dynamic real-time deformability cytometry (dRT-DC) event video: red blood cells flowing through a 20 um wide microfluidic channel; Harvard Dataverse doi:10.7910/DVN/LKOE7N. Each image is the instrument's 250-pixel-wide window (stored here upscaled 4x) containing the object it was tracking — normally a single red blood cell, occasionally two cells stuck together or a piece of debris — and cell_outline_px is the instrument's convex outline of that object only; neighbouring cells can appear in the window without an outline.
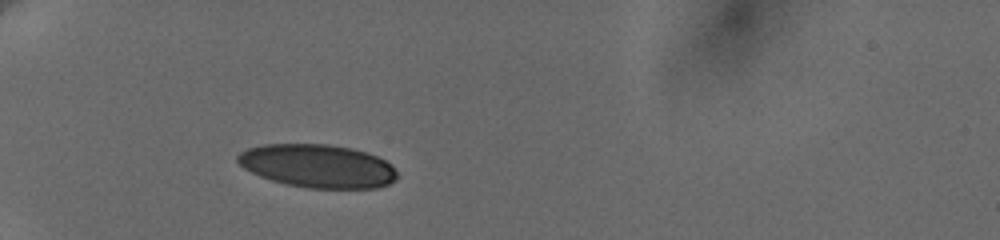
{"species": "human", "species_latin": "Homo sapiens", "temperature_condition": "cold", "stored_images_in_passage": 5, "camera_frame_rate_fps": 3000, "um_per_image_px": 0.085, "donor": {"sex": "female"}, "frame": {"image": 1, "passage_image": 3, "time_ms": 1.667, "image_size_px": [1000, 240], "cell_outline_px": [[396, 180], [388, 184], [376, 188], [308, 188], [288, 184], [272, 180], [260, 176], [244, 168], [236, 160], [236, 156], [240, 152], [248, 148], [264, 144], [328, 144], [352, 148], [376, 156], [392, 164], [396, 172]], "centroid_in_image_um": [27.0, 14.1], "position_along_channel_um": 58.0, "area_um2": 40.11}}
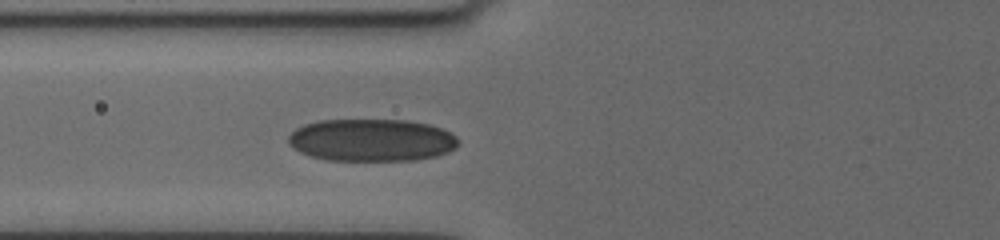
{"frame": {"image": 2, "passage_image": 5, "time_ms": 3.333, "image_size_px": [1000, 240], "cell_outline_px": [[460, 140], [456, 148], [448, 152], [436, 156], [412, 160], [328, 160], [308, 156], [292, 148], [288, 144], [288, 136], [296, 128], [304, 124], [320, 120], [408, 120], [428, 124], [440, 128], [456, 136]], "centroid_in_image_um": [31.56, 11.91], "position_along_channel_um": 94.2, "area_um2": 42.19}}